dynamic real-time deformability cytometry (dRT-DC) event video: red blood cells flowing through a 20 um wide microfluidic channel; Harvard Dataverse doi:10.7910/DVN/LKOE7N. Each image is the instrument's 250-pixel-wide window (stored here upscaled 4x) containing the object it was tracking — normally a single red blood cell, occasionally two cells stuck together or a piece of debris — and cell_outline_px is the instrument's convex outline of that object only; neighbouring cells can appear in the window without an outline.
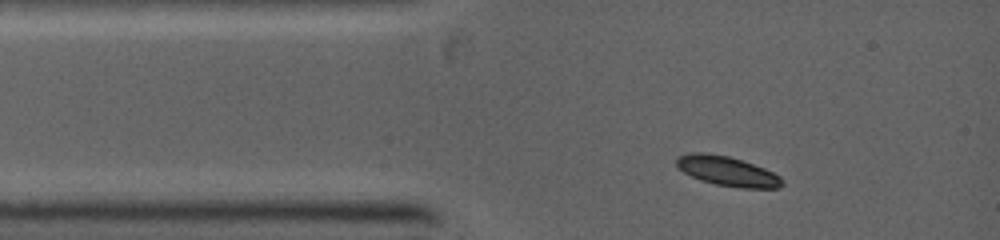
{"species": "common noctule bat (a hibernating species)", "species_latin": "Nyctalus noctula", "temperature_condition": "warm", "stored_images_in_passage": 3, "camera_frame_rate_fps": 5000, "um_per_image_px": 0.085, "animal": {"sex": "female", "body_mass_g": 19.0, "forearm_length_mm": 53.3}, "frame": {"image": 1, "passage_image": 1, "time_ms": 0.0, "image_size_px": [1000, 240], "cell_outline_px": [[784, 184], [780, 188], [740, 188], [716, 184], [700, 180], [684, 172], [676, 164], [676, 156], [688, 152], [708, 152], [728, 156], [764, 168], [780, 176], [784, 180]], "centroid_in_image_um": [61.82, 14.54], "position_along_channel_um": 23.2, "area_um2": 18.32}}
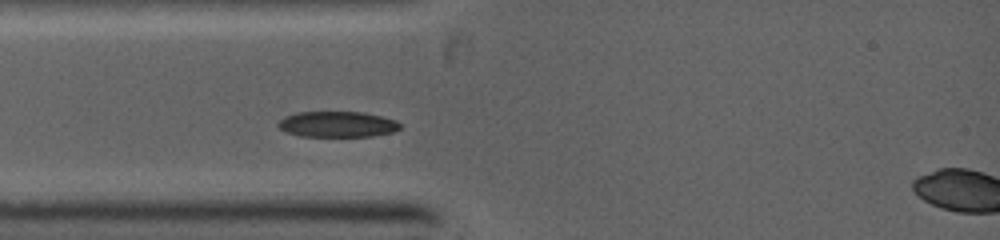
{"frame": {"image": 2, "passage_image": 2, "time_ms": 1.2, "image_size_px": [1000, 240], "cell_outline_px": [[404, 124], [400, 128], [392, 132], [372, 136], [300, 136], [288, 132], [280, 128], [276, 124], [284, 116], [296, 112], [364, 112], [396, 120]], "centroid_in_image_um": [28.69, 10.55], "position_along_channel_um": 56.3, "area_um2": 18.32}}